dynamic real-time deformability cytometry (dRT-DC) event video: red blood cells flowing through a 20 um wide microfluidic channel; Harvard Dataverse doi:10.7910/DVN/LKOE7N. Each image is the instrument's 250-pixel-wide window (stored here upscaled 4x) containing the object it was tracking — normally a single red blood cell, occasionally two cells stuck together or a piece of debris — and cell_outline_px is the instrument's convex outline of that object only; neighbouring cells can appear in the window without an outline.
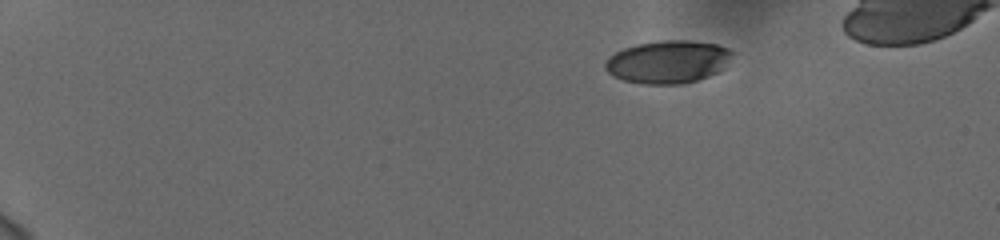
{"species": "human", "species_latin": "Homo sapiens", "temperature_condition": "cold", "stored_images_in_passage": 49, "camera_frame_rate_fps": 3000, "um_per_image_px": 0.085, "donor": {"sex": "female"}, "frame": {"image": 1, "passage_image": 1, "time_ms": 0.0, "image_size_px": [1000, 240], "cell_outline_px": [[736, 52], [724, 68], [708, 76], [696, 80], [680, 84], [640, 84], [624, 80], [608, 72], [604, 68], [604, 64], [608, 56], [624, 48], [636, 44], [664, 40], [688, 40], [716, 44], [728, 48]], "centroid_in_image_um": [56.79, 5.25], "position_along_channel_um": 28.2, "area_um2": 31.79}}
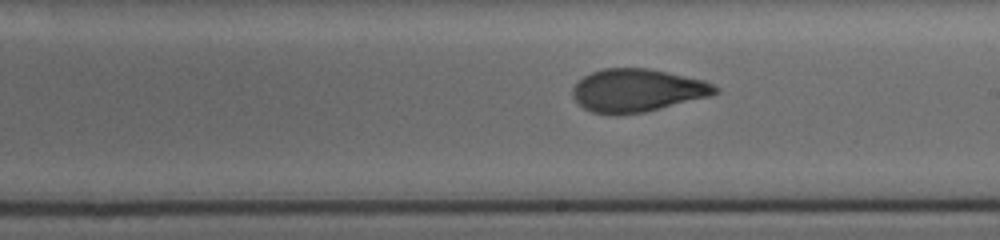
{"frame": {"image": 2, "passage_image": 27, "time_ms": 8.667, "image_size_px": [1000, 240], "cell_outline_px": [[720, 92], [712, 96], [644, 112], [616, 116], [592, 112], [584, 108], [572, 96], [572, 88], [584, 76], [592, 72], [604, 68], [652, 68], [704, 80], [720, 88]], "centroid_in_image_um": [54.2, 7.69], "position_along_channel_um": 234.8, "area_um2": 36.01}}
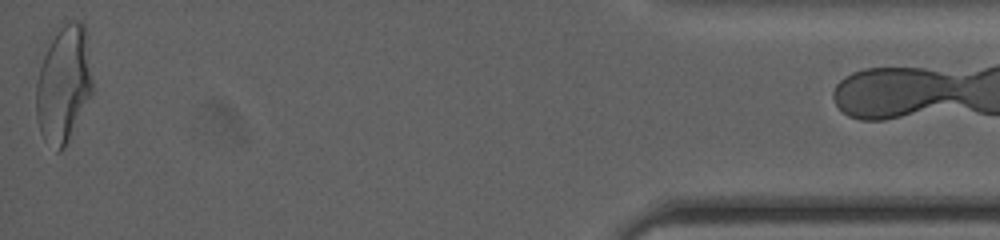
{"frame": {"image": 3, "passage_image": 48, "time_ms": 15.667, "image_size_px": [1000, 240], "cell_outline_px": [[92, 92], [64, 148], [60, 152], [56, 152], [44, 140], [40, 132], [36, 116], [36, 84], [48, 36], [56, 24], [68, 20], [80, 20], [84, 24], [88, 36], [92, 76]], "centroid_in_image_um": [5.39, 7.02], "position_along_channel_um": 429.8, "area_um2": 39.48}}